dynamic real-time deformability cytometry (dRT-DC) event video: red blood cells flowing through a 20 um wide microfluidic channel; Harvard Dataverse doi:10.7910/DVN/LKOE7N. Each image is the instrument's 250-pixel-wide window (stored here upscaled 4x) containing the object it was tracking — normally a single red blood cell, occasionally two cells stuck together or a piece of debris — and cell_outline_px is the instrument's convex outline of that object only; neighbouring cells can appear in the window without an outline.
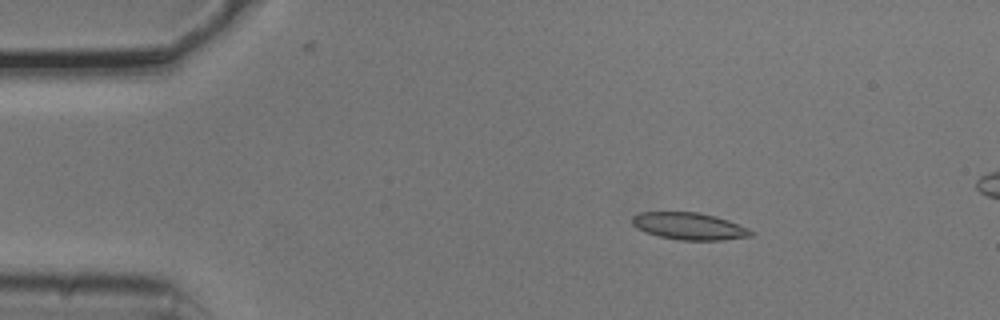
{"species": "common noctule bat (a hibernating species)", "species_latin": "Nyctalus noctula", "temperature_condition": "cold", "stored_images_in_passage": 4, "camera_frame_rate_fps": 3000, "um_per_image_px": 0.085, "animal": {"sex": "male", "body_mass_g": 20.5, "forearm_length_mm": 52.5}, "frame": {"image": 1, "passage_image": 2, "time_ms": 0.333, "image_size_px": [1000, 320], "cell_outline_px": [[756, 232], [752, 236], [724, 240], [680, 240], [660, 236], [636, 228], [632, 224], [632, 216], [640, 212], [700, 212], [716, 216], [728, 220], [748, 228]], "centroid_in_image_um": [58.62, 19.22], "position_along_channel_um": 26.4, "area_um2": 18.79}}